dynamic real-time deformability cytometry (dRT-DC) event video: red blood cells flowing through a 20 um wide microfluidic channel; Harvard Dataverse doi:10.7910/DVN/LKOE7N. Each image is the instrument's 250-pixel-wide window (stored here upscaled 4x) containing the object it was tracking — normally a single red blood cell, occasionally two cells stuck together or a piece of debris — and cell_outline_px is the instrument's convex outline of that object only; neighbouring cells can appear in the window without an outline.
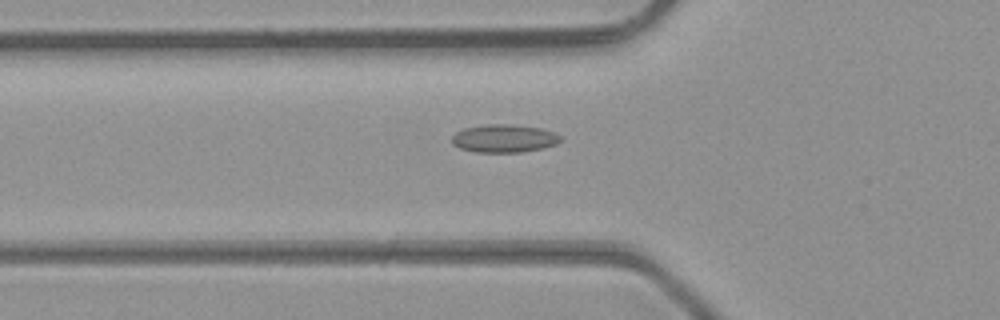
{"species": "common noctule bat (a hibernating species)", "species_latin": "Nyctalus noctula", "temperature_condition": "room temperature", "stored_images_in_passage": 37, "camera_frame_rate_fps": 3000, "um_per_image_px": 0.085, "animal": {"sex": "male", "body_mass_g": 23.1, "forearm_length_mm": 52.7}, "frame": {"image": 1, "passage_image": 11, "time_ms": 3.333, "image_size_px": [1000, 320], "cell_outline_px": [[560, 140], [556, 144], [544, 148], [520, 152], [476, 152], [460, 148], [452, 144], [452, 136], [456, 132], [464, 128], [488, 124], [508, 124], [540, 128], [552, 132], [560, 136]], "centroid_in_image_um": [42.82, 11.77], "position_along_channel_um": 83.0, "area_um2": 17.57}}
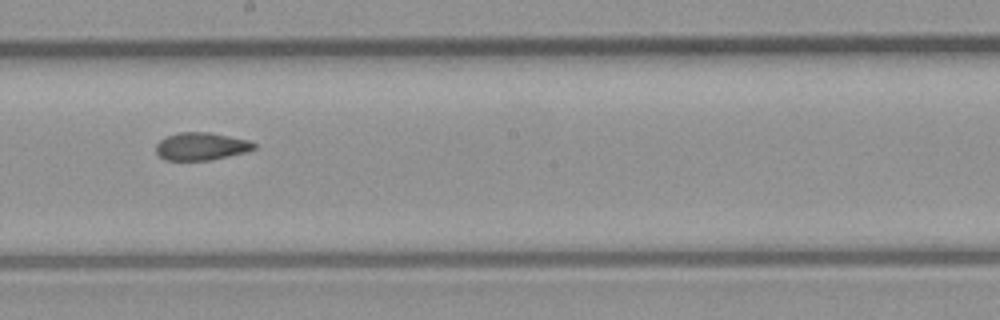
{"frame": {"image": 2, "passage_image": 21, "time_ms": 6.667, "image_size_px": [1000, 320], "cell_outline_px": [[256, 148], [244, 152], [228, 156], [208, 160], [164, 160], [156, 152], [156, 144], [160, 140], [168, 136], [180, 132], [208, 132], [248, 140], [256, 144]], "centroid_in_image_um": [17.08, 12.44], "position_along_channel_um": 231.1, "area_um2": 15.61}}
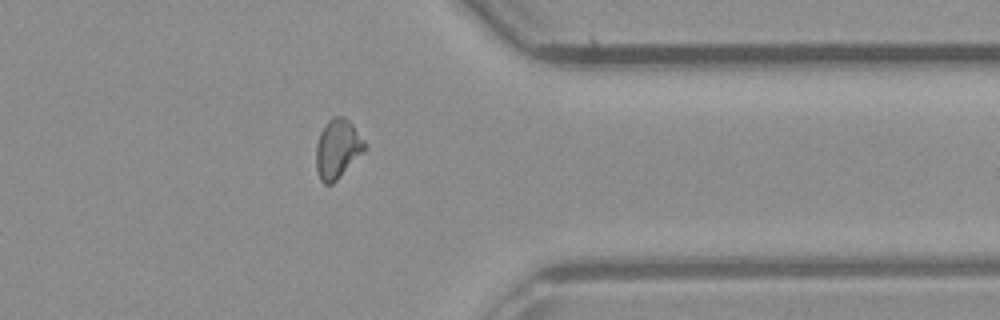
{"frame": {"image": 3, "passage_image": 32, "time_ms": 10.333, "image_size_px": [1000, 320], "cell_outline_px": [[368, 144], [364, 152], [332, 184], [324, 184], [320, 180], [316, 168], [316, 144], [320, 132], [328, 120], [332, 116], [344, 116], [352, 124]], "centroid_in_image_um": [28.7, 12.63], "position_along_channel_um": 382.7, "area_um2": 16.88}}